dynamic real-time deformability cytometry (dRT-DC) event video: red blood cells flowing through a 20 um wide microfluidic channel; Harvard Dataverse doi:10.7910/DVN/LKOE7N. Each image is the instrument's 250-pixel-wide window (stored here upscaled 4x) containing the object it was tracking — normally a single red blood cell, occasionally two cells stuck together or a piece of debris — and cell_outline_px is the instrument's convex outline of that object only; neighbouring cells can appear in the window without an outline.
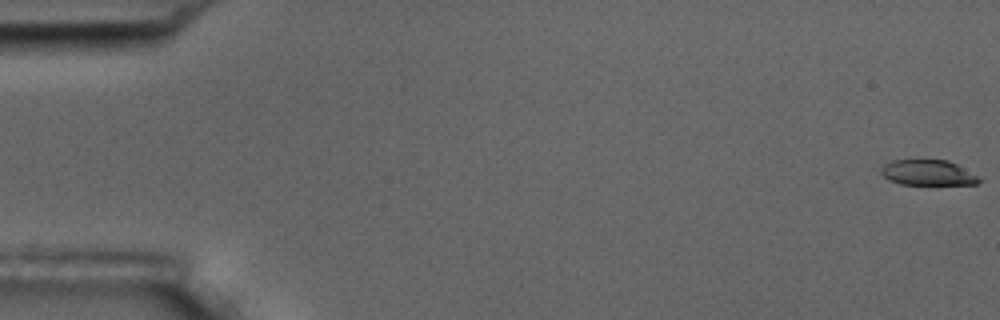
{"species": "common noctule bat (a hibernating species)", "species_latin": "Nyctalus noctula", "temperature_condition": "room temperature", "stored_images_in_passage": 56, "camera_frame_rate_fps": 3000, "um_per_image_px": 0.085, "animal": {"sex": "male", "body_mass_g": 17.5, "forearm_length_mm": 52.3}, "frame": {"image": 1, "passage_image": 1, "time_ms": 0.0, "image_size_px": [1000, 320], "cell_outline_px": [[980, 180], [976, 184], [900, 184], [888, 180], [880, 172], [880, 168], [884, 164], [892, 160], [948, 160], [956, 164], [976, 176]], "centroid_in_image_um": [78.79, 14.67], "position_along_channel_um": 6.2, "area_um2": 14.28}}
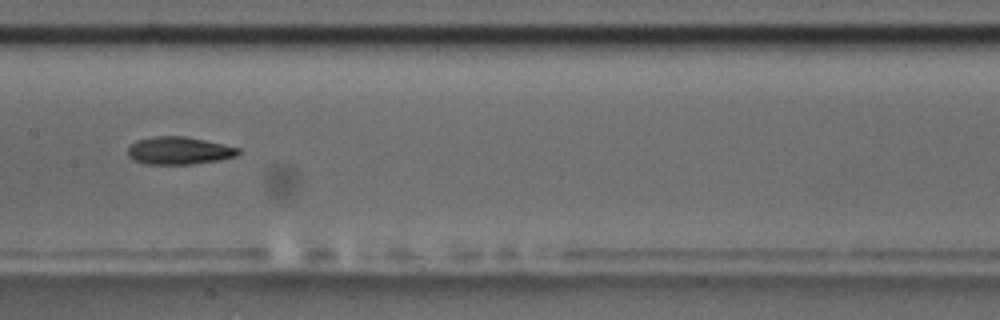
{"frame": {"image": 2, "passage_image": 29, "time_ms": 9.333, "image_size_px": [1000, 320], "cell_outline_px": [[240, 152], [236, 156], [220, 160], [192, 164], [144, 164], [132, 160], [128, 156], [128, 148], [136, 140], [156, 136], [184, 136], [204, 140], [240, 148]], "centroid_in_image_um": [15.2, 12.81], "position_along_channel_um": 192.2, "area_um2": 17.8}}
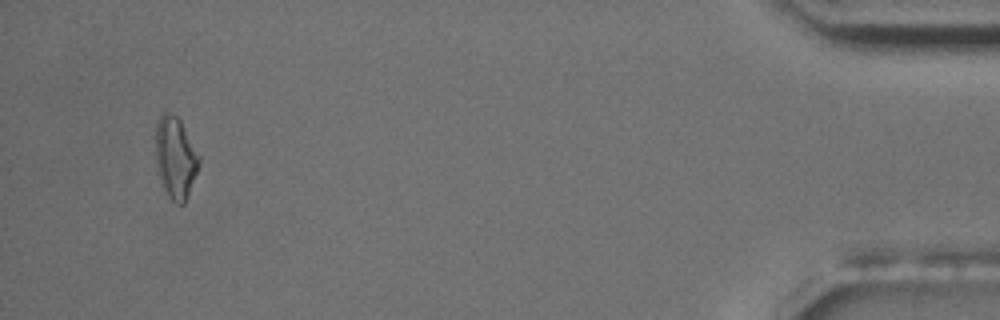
{"frame": {"image": 3, "passage_image": 54, "time_ms": 17.667, "image_size_px": [1000, 320], "cell_outline_px": [[200, 164], [188, 196], [184, 204], [176, 204], [168, 196], [156, 172], [156, 124], [160, 116], [164, 112], [168, 112], [176, 116], [180, 120], [200, 156]], "centroid_in_image_um": [14.91, 13.42], "position_along_channel_um": 420.3, "area_um2": 20.75}, "authors_computed_cell_mechanics": {"area_um2": 17.5712, "velocity_mm_per_s": 3.6486, "shape_relaxation_time_tau1_ms": null, "shape_relaxation_time_tau2_ms": 3.6513, "deformation_change_tau1": null, "deformation_change_tau2": 0.1174}}